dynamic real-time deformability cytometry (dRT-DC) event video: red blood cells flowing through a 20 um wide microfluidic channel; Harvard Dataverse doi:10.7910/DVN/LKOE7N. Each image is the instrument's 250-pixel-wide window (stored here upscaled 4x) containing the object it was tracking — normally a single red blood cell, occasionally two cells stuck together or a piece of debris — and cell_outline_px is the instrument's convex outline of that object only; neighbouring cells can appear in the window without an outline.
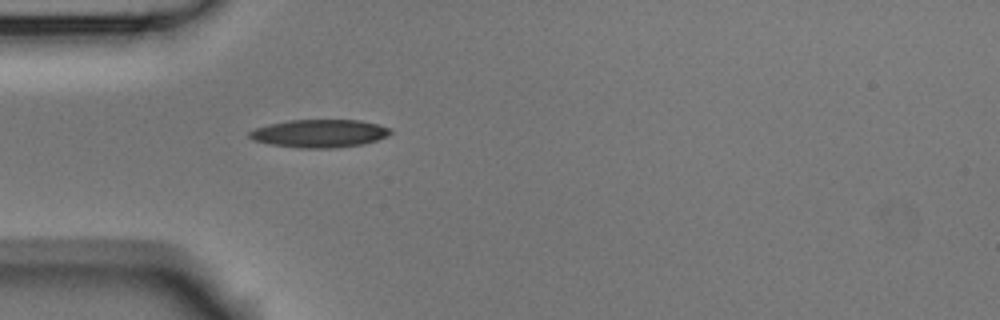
{"species": "Egyptian fruit bat (a non-hibernating species)", "species_latin": "Rousettus aegyptiacus", "temperature_condition": "room temperature", "stored_images_in_passage": 1, "camera_frame_rate_fps": 3000, "um_per_image_px": 0.085, "animal": {"sex": "male"}, "frame": {"image": 1, "passage_image": 1, "time_ms": 0.0, "image_size_px": [1000, 320], "cell_outline_px": [[392, 132], [388, 136], [364, 144], [336, 148], [300, 148], [268, 144], [252, 140], [248, 136], [248, 132], [256, 128], [268, 124], [288, 120], [360, 120], [392, 128]], "centroid_in_image_um": [27.15, 11.34], "position_along_channel_um": 57.9, "area_um2": 23.18}}